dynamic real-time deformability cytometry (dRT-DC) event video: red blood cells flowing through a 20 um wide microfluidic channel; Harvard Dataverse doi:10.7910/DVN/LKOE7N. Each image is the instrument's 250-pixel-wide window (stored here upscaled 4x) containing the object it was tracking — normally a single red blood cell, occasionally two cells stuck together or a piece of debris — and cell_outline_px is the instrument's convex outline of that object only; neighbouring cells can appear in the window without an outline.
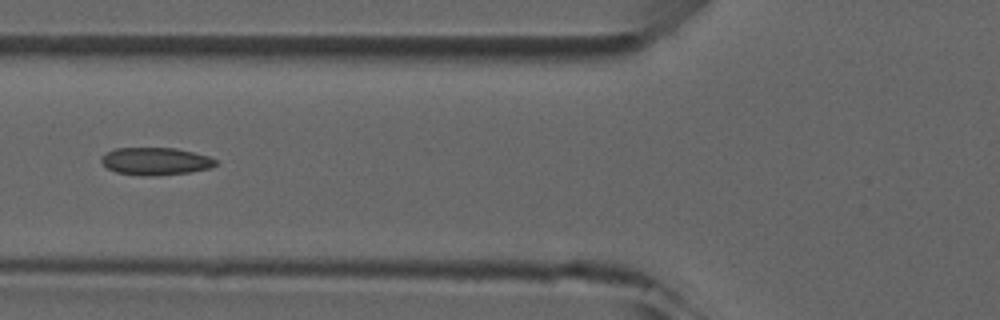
{"species": "common noctule bat (a hibernating species)", "species_latin": "Nyctalus noctula", "temperature_condition": "room temperature", "stored_images_in_passage": 6, "camera_frame_rate_fps": 3000, "um_per_image_px": 0.085, "animal": {"sex": "male", "forearm_length_mm": 52.5}, "frame": {"image": 1, "passage_image": 6, "time_ms": 6.0, "image_size_px": [1000, 320], "cell_outline_px": [[216, 164], [212, 168], [188, 172], [152, 176], [148, 176], [116, 172], [108, 168], [100, 160], [100, 156], [116, 148], [176, 148], [208, 156], [216, 160]], "centroid_in_image_um": [13.22, 13.7], "position_along_channel_um": 112.6, "area_um2": 18.15}}